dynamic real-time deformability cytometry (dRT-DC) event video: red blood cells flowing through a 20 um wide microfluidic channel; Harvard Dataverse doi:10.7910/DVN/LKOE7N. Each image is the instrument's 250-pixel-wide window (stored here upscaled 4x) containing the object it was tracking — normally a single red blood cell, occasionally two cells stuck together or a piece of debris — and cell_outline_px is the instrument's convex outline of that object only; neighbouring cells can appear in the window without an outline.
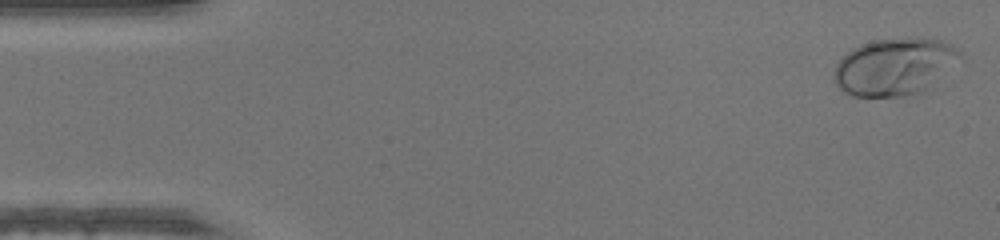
{"species": "human", "species_latin": "Homo sapiens", "temperature_condition": "warm", "stored_images_in_passage": 48, "camera_frame_rate_fps": 3000, "um_per_image_px": 0.085, "donor": {"sex": "male"}, "frame": {"image": 1, "passage_image": 1, "time_ms": 0.0, "image_size_px": [1000, 240], "cell_outline_px": [[960, 52], [920, 92], [904, 96], [852, 96], [844, 92], [836, 84], [832, 76], [836, 64], [852, 48], [860, 44], [876, 40], [908, 36], [940, 40], [952, 44], [960, 48]], "centroid_in_image_um": [75.88, 5.63], "position_along_channel_um": 9.1, "area_um2": 40.69}}
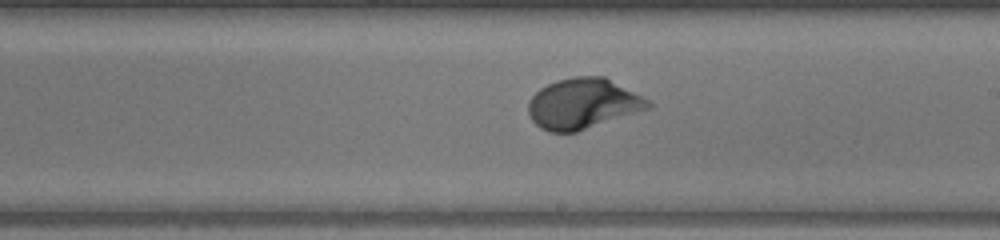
{"frame": {"image": 2, "passage_image": 27, "time_ms": 8.667, "image_size_px": [1000, 240], "cell_outline_px": [[652, 108], [576, 132], [548, 132], [540, 128], [532, 120], [528, 112], [528, 100], [540, 88], [556, 80], [572, 76], [604, 76], [648, 100], [652, 104]], "centroid_in_image_um": [49.53, 8.82], "position_along_channel_um": 239.5, "area_um2": 35.26}}
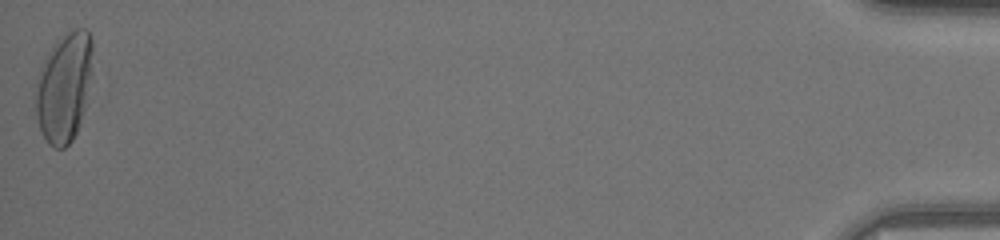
{"frame": {"image": 3, "passage_image": 48, "time_ms": 15.667, "image_size_px": [1000, 240], "cell_outline_px": [[92, 76], [80, 124], [72, 140], [64, 148], [56, 148], [48, 144], [40, 128], [36, 116], [36, 92], [40, 72], [44, 60], [48, 52], [56, 40], [68, 32], [76, 28], [84, 28], [88, 32], [92, 40]], "centroid_in_image_um": [5.47, 7.4], "position_along_channel_um": 429.7, "area_um2": 36.07}}